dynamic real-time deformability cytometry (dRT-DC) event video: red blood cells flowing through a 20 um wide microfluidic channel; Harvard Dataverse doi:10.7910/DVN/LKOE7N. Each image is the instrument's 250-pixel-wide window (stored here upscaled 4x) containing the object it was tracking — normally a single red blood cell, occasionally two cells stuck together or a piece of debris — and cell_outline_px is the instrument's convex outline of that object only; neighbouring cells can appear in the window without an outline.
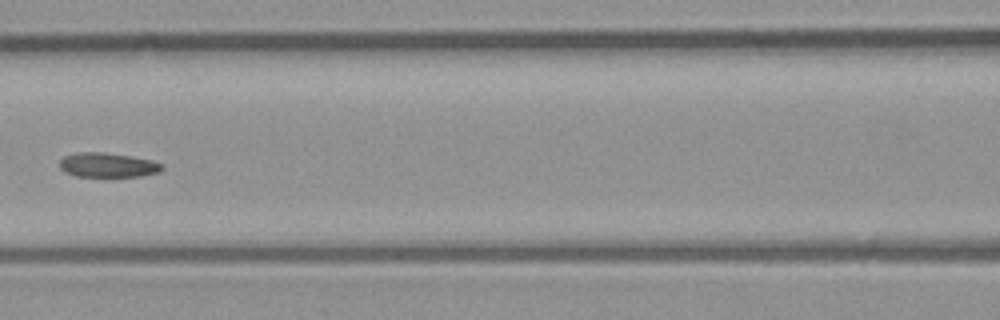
{"species": "common noctule bat (a hibernating species)", "species_latin": "Nyctalus noctula", "temperature_condition": "room temperature", "stored_images_in_passage": 6, "camera_frame_rate_fps": 3000, "um_per_image_px": 0.085, "animal": {"sex": "male", "body_mass_g": 23.1, "forearm_length_mm": 52.7}, "frame": {"image": 1, "passage_image": 6, "time_ms": 1.667, "image_size_px": [1000, 320], "cell_outline_px": [[164, 168], [160, 172], [140, 176], [76, 176], [64, 172], [60, 168], [60, 160], [64, 156], [76, 152], [104, 152], [132, 156], [152, 160], [164, 164]], "centroid_in_image_um": [9.18, 14.02], "position_along_channel_um": 157.4, "area_um2": 14.74}}